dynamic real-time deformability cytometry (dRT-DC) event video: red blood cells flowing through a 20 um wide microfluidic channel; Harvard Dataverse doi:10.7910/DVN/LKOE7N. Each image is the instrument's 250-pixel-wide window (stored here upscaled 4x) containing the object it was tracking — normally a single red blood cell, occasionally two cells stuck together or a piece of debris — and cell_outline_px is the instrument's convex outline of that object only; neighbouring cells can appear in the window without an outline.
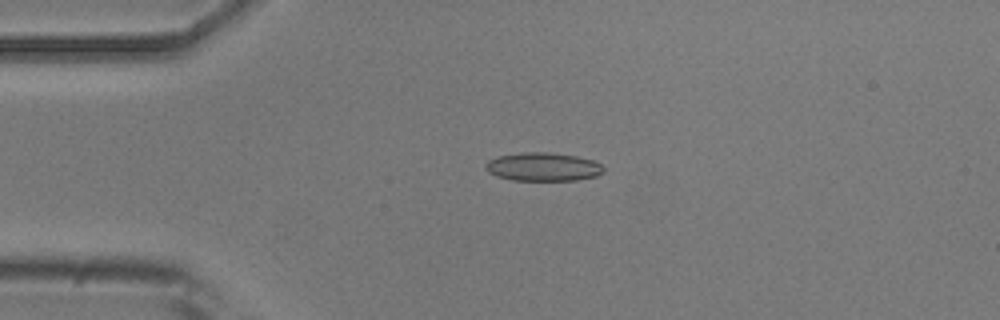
{"species": "common noctule bat (a hibernating species)", "species_latin": "Nyctalus noctula", "temperature_condition": "room temperature", "stored_images_in_passage": 44, "camera_frame_rate_fps": 3000, "um_per_image_px": 0.085, "animal": {"sex": "male", "body_mass_g": 20.5, "forearm_length_mm": 52.5}, "frame": {"image": 1, "passage_image": 3, "time_ms": 0.667, "image_size_px": [1000, 320], "cell_outline_px": [[604, 168], [596, 176], [576, 180], [512, 180], [496, 176], [488, 172], [484, 168], [484, 164], [488, 160], [496, 156], [520, 152], [548, 152], [576, 156], [592, 160], [600, 164]], "centroid_in_image_um": [46.08, 14.17], "position_along_channel_um": 38.9, "area_um2": 19.59}}
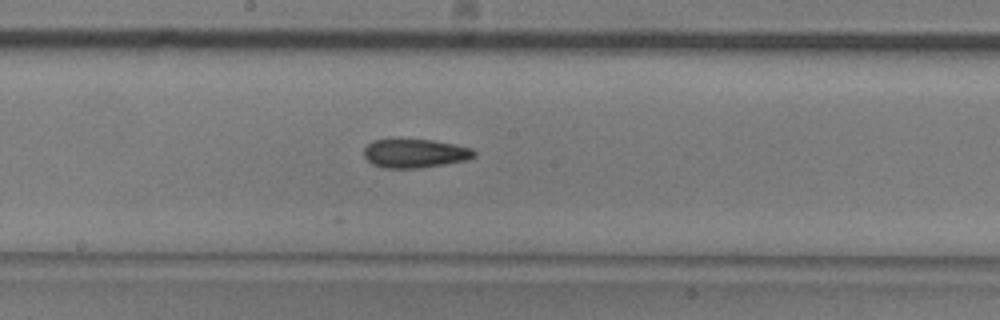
{"frame": {"image": 2, "passage_image": 19, "time_ms": 6.0, "image_size_px": [1000, 320], "cell_outline_px": [[476, 156], [464, 160], [444, 164], [420, 168], [384, 168], [372, 164], [364, 156], [364, 148], [372, 140], [400, 136], [432, 140], [472, 148], [476, 152]], "centroid_in_image_um": [35.2, 12.99], "position_along_channel_um": 213.0, "area_um2": 19.13}}
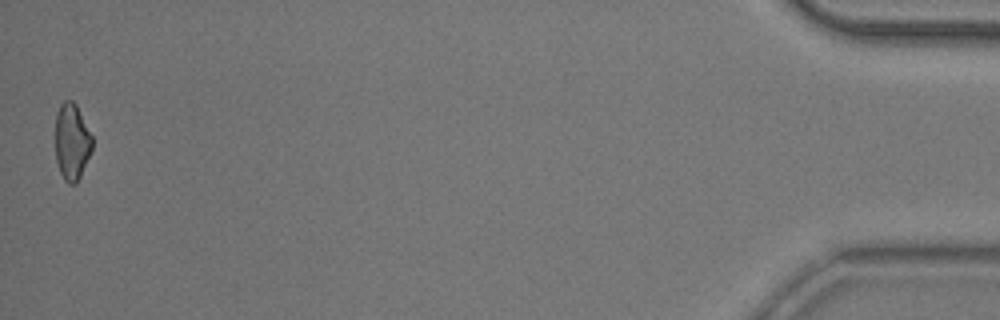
{"frame": {"image": 3, "passage_image": 44, "time_ms": 14.333, "image_size_px": [1000, 320], "cell_outline_px": [[92, 148], [80, 176], [76, 184], [68, 184], [64, 180], [60, 172], [56, 160], [56, 112], [60, 104], [64, 100], [72, 100], [76, 104], [92, 136]], "centroid_in_image_um": [6.09, 12.04], "position_along_channel_um": 429.1, "area_um2": 16.36}, "authors_computed_cell_mechanics": {"area_um2": 18.207, "velocity_mm_per_s": 3.7469, "shape_relaxation_time_tau1_ms": 4.643, "shape_relaxation_time_tau2_ms": 4.8346, "deformation_change_tau1": 0.1208, "deformation_change_tau2": 0.1336}}